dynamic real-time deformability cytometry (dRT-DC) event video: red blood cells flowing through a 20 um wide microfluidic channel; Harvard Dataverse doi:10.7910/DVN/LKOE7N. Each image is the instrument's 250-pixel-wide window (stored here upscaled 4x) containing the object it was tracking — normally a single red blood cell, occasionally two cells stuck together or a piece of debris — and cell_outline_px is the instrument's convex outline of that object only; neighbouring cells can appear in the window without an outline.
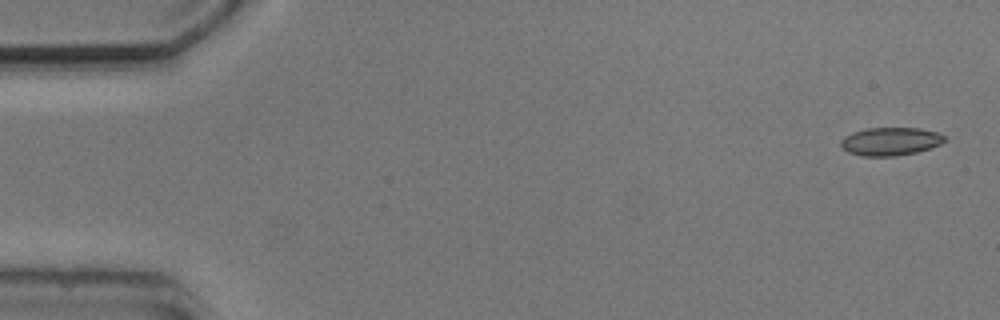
{"species": "common noctule bat (a hibernating species)", "species_latin": "Nyctalus noctula", "temperature_condition": "cold", "stored_images_in_passage": 4, "camera_frame_rate_fps": 3000, "um_per_image_px": 0.085, "animal": {"sex": "male", "body_mass_g": 20.5, "forearm_length_mm": 52.5}, "frame": {"image": 1, "passage_image": 1, "time_ms": 0.0, "image_size_px": [1000, 320], "cell_outline_px": [[948, 140], [940, 144], [916, 152], [896, 156], [860, 156], [848, 152], [840, 148], [840, 140], [844, 136], [852, 132], [868, 128], [920, 128], [936, 132], [944, 136]], "centroid_in_image_um": [75.64, 12.02], "position_along_channel_um": 9.4, "area_um2": 17.11}}